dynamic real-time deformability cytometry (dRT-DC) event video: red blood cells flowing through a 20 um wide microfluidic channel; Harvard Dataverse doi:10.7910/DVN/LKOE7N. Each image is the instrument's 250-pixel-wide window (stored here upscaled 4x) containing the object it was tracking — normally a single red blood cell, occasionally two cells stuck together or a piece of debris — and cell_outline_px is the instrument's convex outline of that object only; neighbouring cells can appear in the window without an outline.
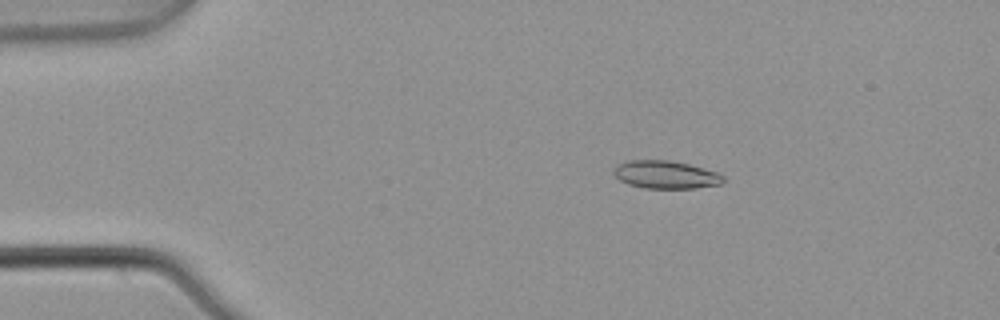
{"species": "common noctule bat (a hibernating species)", "species_latin": "Nyctalus noctula", "temperature_condition": "warm", "stored_images_in_passage": 5, "camera_frame_rate_fps": 3000, "um_per_image_px": 0.085, "animal": {"sex": "male", "body_mass_g": 21.5, "forearm_length_mm": 52.0}, "frame": {"image": 1, "passage_image": 3, "time_ms": 0.667, "image_size_px": [1000, 320], "cell_outline_px": [[724, 180], [720, 184], [692, 188], [644, 188], [628, 184], [620, 180], [612, 172], [616, 164], [628, 160], [668, 160], [688, 164], [716, 172], [724, 176]], "centroid_in_image_um": [56.54, 14.84], "position_along_channel_um": 28.5, "area_um2": 17.69}}
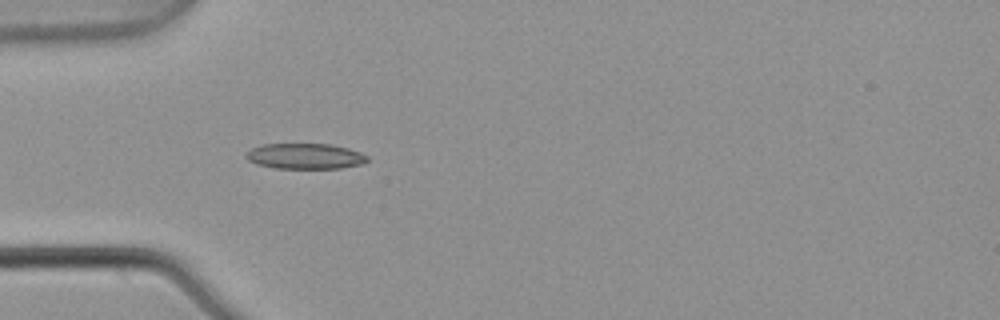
{"frame": {"image": 2, "passage_image": 5, "time_ms": 1.333, "image_size_px": [1000, 320], "cell_outline_px": [[368, 160], [364, 164], [340, 168], [276, 168], [256, 164], [248, 160], [244, 156], [252, 148], [260, 144], [332, 144], [348, 148], [360, 152], [368, 156]], "centroid_in_image_um": [25.95, 13.27], "position_along_channel_um": 59.1, "area_um2": 18.15}}